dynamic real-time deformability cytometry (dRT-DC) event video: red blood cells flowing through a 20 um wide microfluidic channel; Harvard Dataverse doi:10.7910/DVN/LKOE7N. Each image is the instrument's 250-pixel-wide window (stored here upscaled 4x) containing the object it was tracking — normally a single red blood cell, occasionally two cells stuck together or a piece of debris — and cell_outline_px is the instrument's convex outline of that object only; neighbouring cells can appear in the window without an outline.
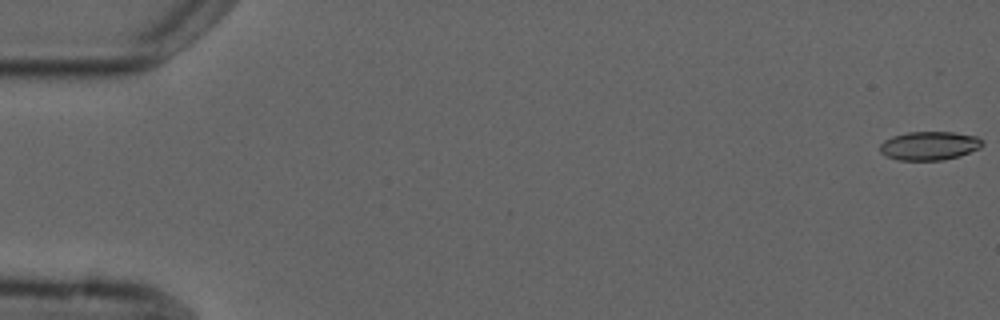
{"species": "common noctule bat (a hibernating species)", "species_latin": "Nyctalus noctula", "temperature_condition": "cold", "stored_images_in_passage": 5, "camera_frame_rate_fps": 3000, "um_per_image_px": 0.085, "animal": {"sex": "male", "forearm_length_mm": 52.5}, "frame": {"image": 1, "passage_image": 1, "time_ms": 0.0, "image_size_px": [1000, 320], "cell_outline_px": [[984, 144], [980, 148], [960, 156], [944, 160], [896, 160], [880, 152], [880, 144], [884, 140], [892, 136], [908, 132], [952, 132], [976, 136], [984, 140]], "centroid_in_image_um": [79.02, 12.39], "position_along_channel_um": 6.0, "area_um2": 17.22}}
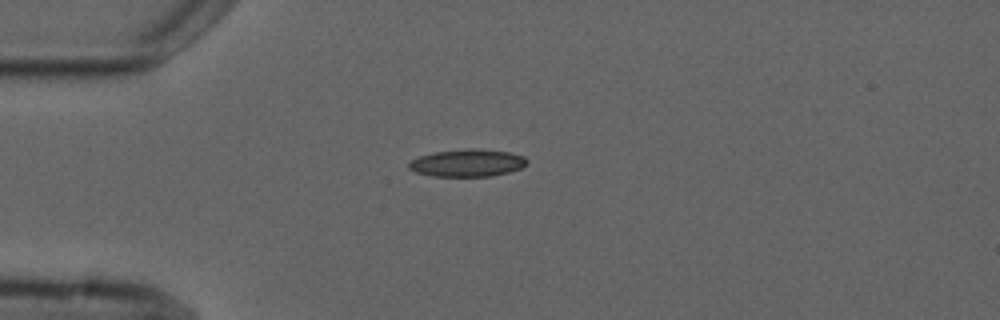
{"frame": {"image": 2, "passage_image": 5, "time_ms": 4.667, "image_size_px": [1000, 320], "cell_outline_px": [[528, 164], [520, 168], [508, 172], [492, 176], [432, 176], [416, 172], [408, 168], [408, 164], [412, 160], [420, 156], [436, 152], [468, 148], [476, 148], [508, 152], [524, 156], [528, 160]], "centroid_in_image_um": [39.75, 13.85], "position_along_channel_um": 45.3, "area_um2": 18.79}}